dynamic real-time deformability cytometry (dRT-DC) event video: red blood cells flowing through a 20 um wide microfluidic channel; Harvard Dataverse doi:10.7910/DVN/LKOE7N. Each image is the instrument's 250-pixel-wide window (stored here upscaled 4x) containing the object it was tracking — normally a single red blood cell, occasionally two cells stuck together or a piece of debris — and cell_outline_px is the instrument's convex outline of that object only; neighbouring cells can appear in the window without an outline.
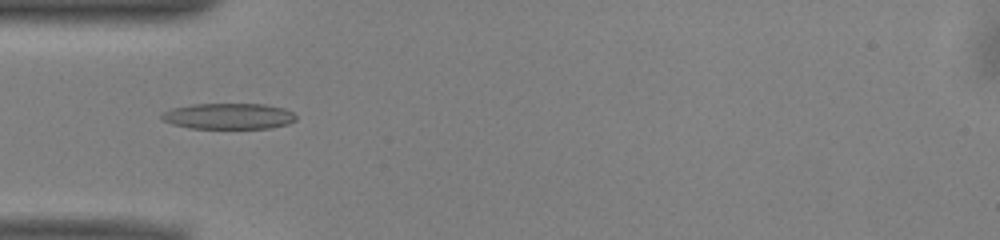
{"species": "common noctule bat (a hibernating species)", "species_latin": "Nyctalus noctula", "temperature_condition": "warm", "stored_images_in_passage": 39, "camera_frame_rate_fps": 3000, "um_per_image_px": 0.085, "animal": {"sex": "male", "body_mass_g": 13.0, "forearm_length_mm": 53.1}, "frame": {"image": 1, "passage_image": 10, "time_ms": 3.0, "image_size_px": [1000, 240], "cell_outline_px": [[296, 120], [288, 124], [268, 128], [192, 128], [172, 124], [164, 120], [160, 116], [164, 112], [172, 108], [192, 104], [264, 104], [284, 108], [292, 112], [296, 116]], "centroid_in_image_um": [19.45, 9.87], "position_along_channel_um": 65.6, "area_um2": 20.17}}
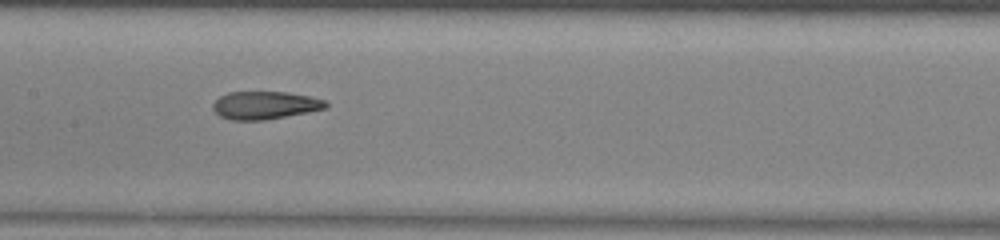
{"frame": {"image": 2, "passage_image": 19, "time_ms": 6.0, "image_size_px": [1000, 240], "cell_outline_px": [[328, 108], [308, 112], [264, 120], [228, 120], [220, 116], [212, 108], [212, 104], [220, 96], [228, 92], [288, 92], [308, 96], [324, 100], [328, 104]], "centroid_in_image_um": [22.5, 8.95], "position_along_channel_um": 184.9, "area_um2": 18.32}}
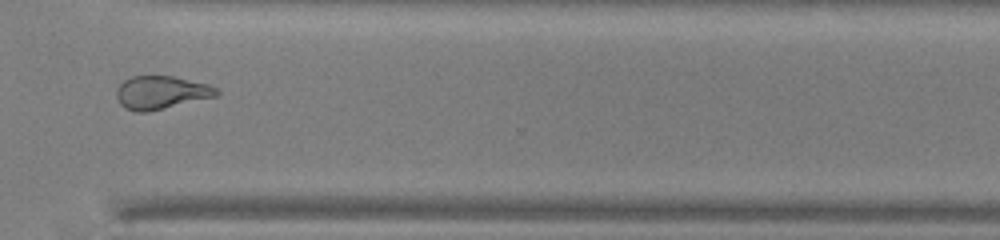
{"frame": {"image": 3, "passage_image": 32, "time_ms": 10.333, "image_size_px": [1000, 240], "cell_outline_px": [[220, 92], [216, 96], [148, 112], [136, 112], [124, 108], [120, 104], [116, 96], [116, 88], [124, 80], [132, 76], [172, 76], [208, 84], [216, 88]], "centroid_in_image_um": [13.66, 7.87], "position_along_channel_um": 356.9, "area_um2": 19.31}, "authors_computed_cell_mechanics": {"area_um2": 19.2474, "velocity_mm_per_s": 3.9712, "shape_relaxation_time_tau1_ms": 10.1636, "shape_relaxation_time_tau2_ms": 2.5606, "deformation_change_tau1": 0.2848, "deformation_change_tau2": 0.111}}